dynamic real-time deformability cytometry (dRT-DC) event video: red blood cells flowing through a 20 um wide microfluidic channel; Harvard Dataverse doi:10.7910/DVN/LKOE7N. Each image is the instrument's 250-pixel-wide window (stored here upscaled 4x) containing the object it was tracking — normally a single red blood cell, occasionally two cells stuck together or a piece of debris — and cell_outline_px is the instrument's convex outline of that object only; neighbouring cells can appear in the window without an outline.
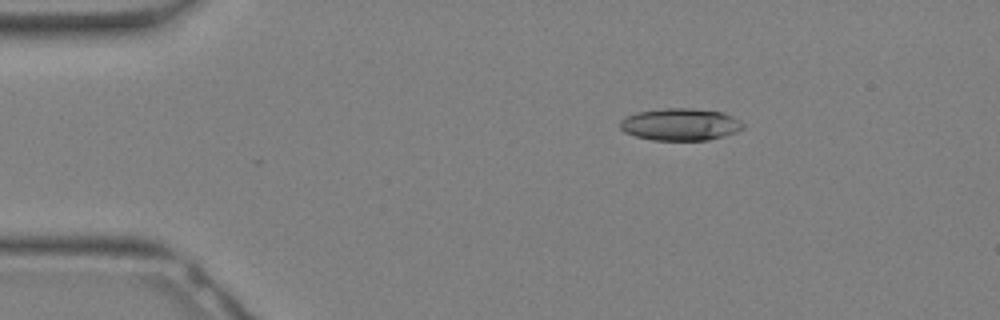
{"species": "Egyptian fruit bat (a non-hibernating species)", "species_latin": "Rousettus aegyptiacus", "temperature_condition": "warm", "stored_images_in_passage": 18, "camera_frame_rate_fps": 3000, "um_per_image_px": 0.085, "animal": {"sex": "female"}, "frame": {"image": 1, "passage_image": 2, "time_ms": 0.333, "image_size_px": [1000, 320], "cell_outline_px": [[744, 128], [736, 132], [724, 136], [708, 140], [652, 140], [636, 136], [624, 132], [620, 128], [620, 120], [636, 112], [664, 108], [692, 108], [724, 112], [740, 120], [744, 124]], "centroid_in_image_um": [57.85, 10.57], "position_along_channel_um": 27.2, "area_um2": 23.18}}
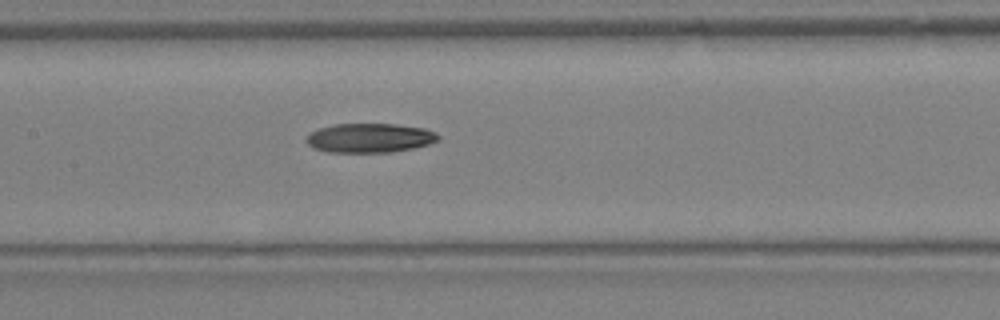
{"frame": {"image": 2, "passage_image": 12, "time_ms": 3.667, "image_size_px": [1000, 320], "cell_outline_px": [[440, 140], [428, 144], [412, 148], [392, 152], [328, 152], [312, 148], [308, 144], [308, 136], [312, 132], [320, 128], [336, 124], [396, 124], [424, 128], [436, 132], [440, 136]], "centroid_in_image_um": [31.47, 11.73], "position_along_channel_um": 175.9, "area_um2": 22.37}}
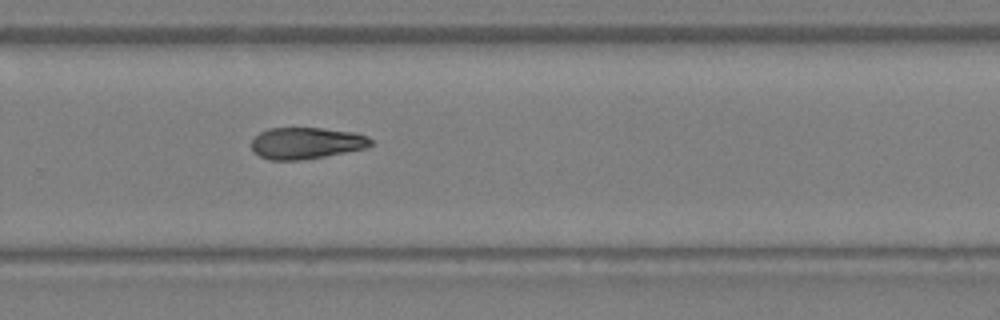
{"frame": {"image": 3, "passage_image": 18, "time_ms": 5.667, "image_size_px": [1000, 320], "cell_outline_px": [[372, 144], [364, 148], [324, 156], [300, 160], [268, 160], [252, 152], [252, 140], [260, 132], [268, 128], [320, 128], [352, 132], [368, 136], [372, 140]], "centroid_in_image_um": [25.99, 12.16], "position_along_channel_um": 303.8, "area_um2": 21.79}}